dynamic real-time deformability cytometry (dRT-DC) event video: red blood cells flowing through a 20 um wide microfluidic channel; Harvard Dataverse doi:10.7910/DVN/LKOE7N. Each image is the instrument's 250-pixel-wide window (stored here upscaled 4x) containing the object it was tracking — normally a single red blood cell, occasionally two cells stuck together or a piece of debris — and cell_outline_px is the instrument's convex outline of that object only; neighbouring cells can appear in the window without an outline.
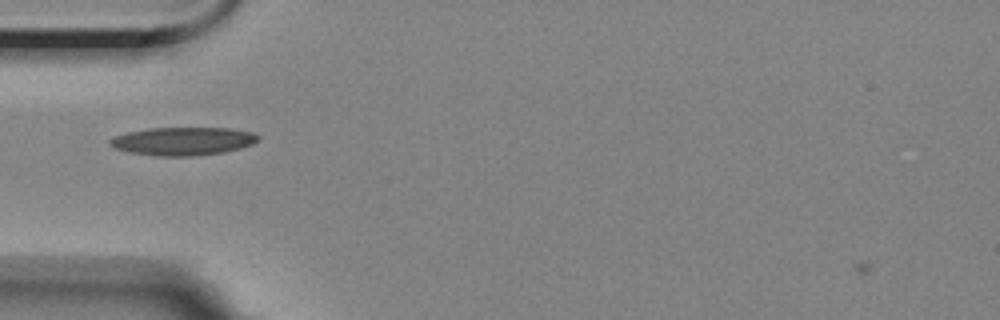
{"species": "Egyptian fruit bat (a non-hibernating species)", "species_latin": "Rousettus aegyptiacus", "temperature_condition": "room temperature", "stored_images_in_passage": 6, "camera_frame_rate_fps": 3000, "um_per_image_px": 0.085, "animal": {"sex": "female"}, "frame": {"image": 1, "passage_image": 1, "time_ms": 0.0, "image_size_px": [1000, 320], "cell_outline_px": [[260, 140], [252, 144], [240, 148], [224, 152], [196, 156], [156, 156], [128, 152], [112, 148], [108, 144], [108, 140], [112, 136], [128, 132], [148, 128], [232, 128], [252, 132], [260, 136]], "centroid_in_image_um": [15.52, 12.0], "position_along_channel_um": 69.5, "area_um2": 24.68}}
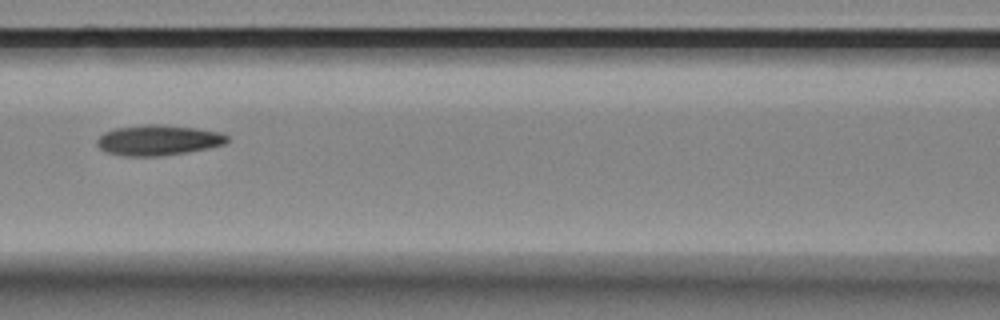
{"frame": {"image": 2, "passage_image": 3, "time_ms": 2.333, "image_size_px": [1000, 320], "cell_outline_px": [[228, 140], [224, 144], [208, 148], [160, 156], [124, 156], [108, 152], [100, 148], [96, 144], [96, 140], [104, 132], [116, 128], [140, 124], [160, 124], [196, 128], [224, 132], [228, 136]], "centroid_in_image_um": [13.45, 11.9], "position_along_channel_um": 153.1, "area_um2": 23.12}}
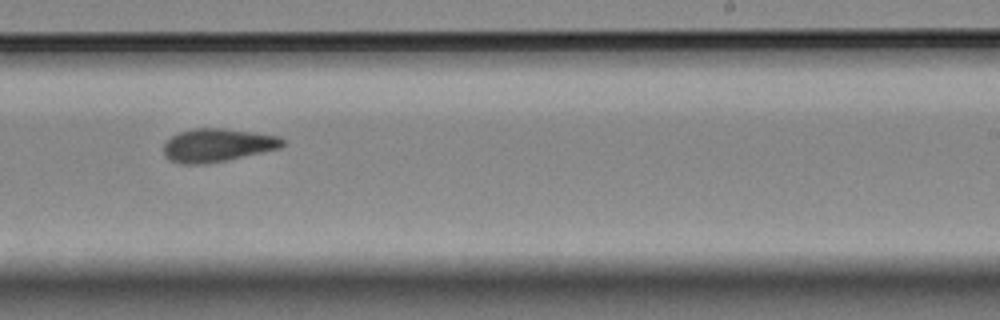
{"frame": {"image": 3, "passage_image": 6, "time_ms": 5.667, "image_size_px": [1000, 320], "cell_outline_px": [[284, 144], [280, 148], [228, 160], [208, 164], [180, 164], [168, 160], [164, 156], [164, 144], [172, 136], [180, 132], [192, 128], [220, 128], [252, 132], [280, 136], [284, 140]], "centroid_in_image_um": [18.46, 12.35], "position_along_channel_um": 270.5, "area_um2": 23.12}}